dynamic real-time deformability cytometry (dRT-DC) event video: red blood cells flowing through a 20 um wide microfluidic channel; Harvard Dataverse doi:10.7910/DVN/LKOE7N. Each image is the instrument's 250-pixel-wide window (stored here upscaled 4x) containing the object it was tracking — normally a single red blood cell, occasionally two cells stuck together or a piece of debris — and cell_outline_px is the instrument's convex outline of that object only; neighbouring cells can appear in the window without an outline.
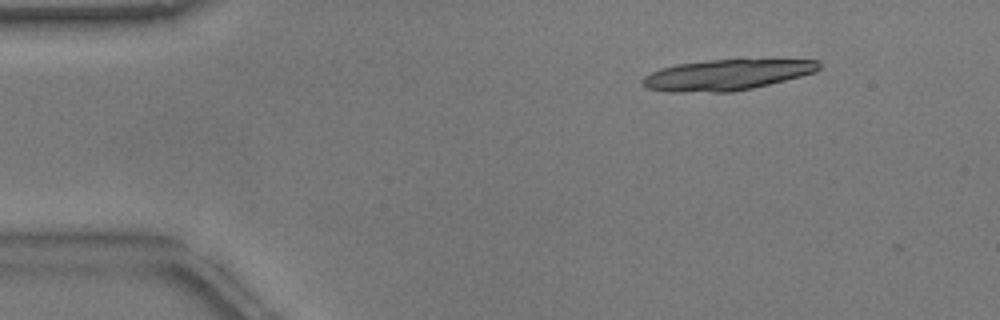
{"species": "common noctule bat (a hibernating species)", "species_latin": "Nyctalus noctula", "temperature_condition": "warm", "stored_images_in_passage": 11, "camera_frame_rate_fps": 3000, "um_per_image_px": 0.085, "animal": {"sex": "male", "body_mass_g": 17.9}, "frame": {"image": 1, "passage_image": 1, "time_ms": 0.0, "image_size_px": [1000, 320], "cell_outline_px": [[820, 68], [816, 72], [752, 88], [732, 92], [668, 92], [648, 88], [640, 84], [640, 80], [644, 76], [660, 68], [676, 64], [708, 60], [820, 60]], "centroid_in_image_um": [61.7, 6.37], "position_along_channel_um": 23.3, "area_um2": 31.44}}